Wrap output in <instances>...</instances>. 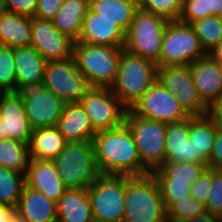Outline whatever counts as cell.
Segmentation results:
<instances>
[{
	"instance_id": "obj_1",
	"label": "cell",
	"mask_w": 222,
	"mask_h": 222,
	"mask_svg": "<svg viewBox=\"0 0 222 222\" xmlns=\"http://www.w3.org/2000/svg\"><path fill=\"white\" fill-rule=\"evenodd\" d=\"M99 174L142 176L143 163L130 129L121 125L99 131L93 138Z\"/></svg>"
},
{
	"instance_id": "obj_2",
	"label": "cell",
	"mask_w": 222,
	"mask_h": 222,
	"mask_svg": "<svg viewBox=\"0 0 222 222\" xmlns=\"http://www.w3.org/2000/svg\"><path fill=\"white\" fill-rule=\"evenodd\" d=\"M123 222H165L167 210L152 173L125 176Z\"/></svg>"
},
{
	"instance_id": "obj_3",
	"label": "cell",
	"mask_w": 222,
	"mask_h": 222,
	"mask_svg": "<svg viewBox=\"0 0 222 222\" xmlns=\"http://www.w3.org/2000/svg\"><path fill=\"white\" fill-rule=\"evenodd\" d=\"M124 48L75 41L73 57L91 87L111 88Z\"/></svg>"
},
{
	"instance_id": "obj_4",
	"label": "cell",
	"mask_w": 222,
	"mask_h": 222,
	"mask_svg": "<svg viewBox=\"0 0 222 222\" xmlns=\"http://www.w3.org/2000/svg\"><path fill=\"white\" fill-rule=\"evenodd\" d=\"M158 66L152 60L122 51L113 93L129 110L157 81Z\"/></svg>"
},
{
	"instance_id": "obj_5",
	"label": "cell",
	"mask_w": 222,
	"mask_h": 222,
	"mask_svg": "<svg viewBox=\"0 0 222 222\" xmlns=\"http://www.w3.org/2000/svg\"><path fill=\"white\" fill-rule=\"evenodd\" d=\"M53 162L67 188H88L100 175L93 141L67 142Z\"/></svg>"
},
{
	"instance_id": "obj_6",
	"label": "cell",
	"mask_w": 222,
	"mask_h": 222,
	"mask_svg": "<svg viewBox=\"0 0 222 222\" xmlns=\"http://www.w3.org/2000/svg\"><path fill=\"white\" fill-rule=\"evenodd\" d=\"M131 131L143 163V175L152 173L165 163L167 124L136 116L127 110L124 123Z\"/></svg>"
},
{
	"instance_id": "obj_7",
	"label": "cell",
	"mask_w": 222,
	"mask_h": 222,
	"mask_svg": "<svg viewBox=\"0 0 222 222\" xmlns=\"http://www.w3.org/2000/svg\"><path fill=\"white\" fill-rule=\"evenodd\" d=\"M206 55L192 25L174 20L169 21L164 30L160 59L156 65L189 66Z\"/></svg>"
},
{
	"instance_id": "obj_8",
	"label": "cell",
	"mask_w": 222,
	"mask_h": 222,
	"mask_svg": "<svg viewBox=\"0 0 222 222\" xmlns=\"http://www.w3.org/2000/svg\"><path fill=\"white\" fill-rule=\"evenodd\" d=\"M168 23L166 18L138 7L126 33L124 49L156 63L160 59L164 30Z\"/></svg>"
},
{
	"instance_id": "obj_9",
	"label": "cell",
	"mask_w": 222,
	"mask_h": 222,
	"mask_svg": "<svg viewBox=\"0 0 222 222\" xmlns=\"http://www.w3.org/2000/svg\"><path fill=\"white\" fill-rule=\"evenodd\" d=\"M88 192L94 220L123 222L125 175L100 174Z\"/></svg>"
},
{
	"instance_id": "obj_10",
	"label": "cell",
	"mask_w": 222,
	"mask_h": 222,
	"mask_svg": "<svg viewBox=\"0 0 222 222\" xmlns=\"http://www.w3.org/2000/svg\"><path fill=\"white\" fill-rule=\"evenodd\" d=\"M43 81L46 89L52 91L65 104L80 103L91 88L78 69L74 57L47 62Z\"/></svg>"
},
{
	"instance_id": "obj_11",
	"label": "cell",
	"mask_w": 222,
	"mask_h": 222,
	"mask_svg": "<svg viewBox=\"0 0 222 222\" xmlns=\"http://www.w3.org/2000/svg\"><path fill=\"white\" fill-rule=\"evenodd\" d=\"M17 93L22 98L25 114L32 129L57 125L65 103L46 89L44 81L23 85Z\"/></svg>"
},
{
	"instance_id": "obj_12",
	"label": "cell",
	"mask_w": 222,
	"mask_h": 222,
	"mask_svg": "<svg viewBox=\"0 0 222 222\" xmlns=\"http://www.w3.org/2000/svg\"><path fill=\"white\" fill-rule=\"evenodd\" d=\"M80 104L96 132L115 129L125 123L128 109L111 88L91 87L82 97Z\"/></svg>"
},
{
	"instance_id": "obj_13",
	"label": "cell",
	"mask_w": 222,
	"mask_h": 222,
	"mask_svg": "<svg viewBox=\"0 0 222 222\" xmlns=\"http://www.w3.org/2000/svg\"><path fill=\"white\" fill-rule=\"evenodd\" d=\"M157 80L168 90L189 116L209 114V107L197 91L189 66L158 67Z\"/></svg>"
},
{
	"instance_id": "obj_14",
	"label": "cell",
	"mask_w": 222,
	"mask_h": 222,
	"mask_svg": "<svg viewBox=\"0 0 222 222\" xmlns=\"http://www.w3.org/2000/svg\"><path fill=\"white\" fill-rule=\"evenodd\" d=\"M136 116L163 123L183 121L190 116L157 80L130 109Z\"/></svg>"
},
{
	"instance_id": "obj_15",
	"label": "cell",
	"mask_w": 222,
	"mask_h": 222,
	"mask_svg": "<svg viewBox=\"0 0 222 222\" xmlns=\"http://www.w3.org/2000/svg\"><path fill=\"white\" fill-rule=\"evenodd\" d=\"M75 40L59 32L51 20L31 17V46L47 61L73 57Z\"/></svg>"
},
{
	"instance_id": "obj_16",
	"label": "cell",
	"mask_w": 222,
	"mask_h": 222,
	"mask_svg": "<svg viewBox=\"0 0 222 222\" xmlns=\"http://www.w3.org/2000/svg\"><path fill=\"white\" fill-rule=\"evenodd\" d=\"M0 139L11 138L29 144L32 128L17 92H0Z\"/></svg>"
},
{
	"instance_id": "obj_17",
	"label": "cell",
	"mask_w": 222,
	"mask_h": 222,
	"mask_svg": "<svg viewBox=\"0 0 222 222\" xmlns=\"http://www.w3.org/2000/svg\"><path fill=\"white\" fill-rule=\"evenodd\" d=\"M25 186L43 193L56 203L68 189L53 161L32 158L25 173Z\"/></svg>"
},
{
	"instance_id": "obj_18",
	"label": "cell",
	"mask_w": 222,
	"mask_h": 222,
	"mask_svg": "<svg viewBox=\"0 0 222 222\" xmlns=\"http://www.w3.org/2000/svg\"><path fill=\"white\" fill-rule=\"evenodd\" d=\"M189 67L200 97L210 108L222 91V65L207 54Z\"/></svg>"
},
{
	"instance_id": "obj_19",
	"label": "cell",
	"mask_w": 222,
	"mask_h": 222,
	"mask_svg": "<svg viewBox=\"0 0 222 222\" xmlns=\"http://www.w3.org/2000/svg\"><path fill=\"white\" fill-rule=\"evenodd\" d=\"M126 33L113 21L88 10L82 22L78 42L124 48Z\"/></svg>"
},
{
	"instance_id": "obj_20",
	"label": "cell",
	"mask_w": 222,
	"mask_h": 222,
	"mask_svg": "<svg viewBox=\"0 0 222 222\" xmlns=\"http://www.w3.org/2000/svg\"><path fill=\"white\" fill-rule=\"evenodd\" d=\"M56 127L67 142L93 141L97 133L80 103L65 104Z\"/></svg>"
},
{
	"instance_id": "obj_21",
	"label": "cell",
	"mask_w": 222,
	"mask_h": 222,
	"mask_svg": "<svg viewBox=\"0 0 222 222\" xmlns=\"http://www.w3.org/2000/svg\"><path fill=\"white\" fill-rule=\"evenodd\" d=\"M190 117L175 123H168L165 139V163L199 162L195 158V147L189 138Z\"/></svg>"
},
{
	"instance_id": "obj_22",
	"label": "cell",
	"mask_w": 222,
	"mask_h": 222,
	"mask_svg": "<svg viewBox=\"0 0 222 222\" xmlns=\"http://www.w3.org/2000/svg\"><path fill=\"white\" fill-rule=\"evenodd\" d=\"M15 209L23 222H49L57 218V203L26 186Z\"/></svg>"
},
{
	"instance_id": "obj_23",
	"label": "cell",
	"mask_w": 222,
	"mask_h": 222,
	"mask_svg": "<svg viewBox=\"0 0 222 222\" xmlns=\"http://www.w3.org/2000/svg\"><path fill=\"white\" fill-rule=\"evenodd\" d=\"M57 218L62 222H92L88 188H68L57 202Z\"/></svg>"
},
{
	"instance_id": "obj_24",
	"label": "cell",
	"mask_w": 222,
	"mask_h": 222,
	"mask_svg": "<svg viewBox=\"0 0 222 222\" xmlns=\"http://www.w3.org/2000/svg\"><path fill=\"white\" fill-rule=\"evenodd\" d=\"M219 123L210 115L190 116L189 138L195 147V158L207 163L211 155Z\"/></svg>"
},
{
	"instance_id": "obj_25",
	"label": "cell",
	"mask_w": 222,
	"mask_h": 222,
	"mask_svg": "<svg viewBox=\"0 0 222 222\" xmlns=\"http://www.w3.org/2000/svg\"><path fill=\"white\" fill-rule=\"evenodd\" d=\"M17 91L26 84L44 80L47 61L32 46L14 49Z\"/></svg>"
},
{
	"instance_id": "obj_26",
	"label": "cell",
	"mask_w": 222,
	"mask_h": 222,
	"mask_svg": "<svg viewBox=\"0 0 222 222\" xmlns=\"http://www.w3.org/2000/svg\"><path fill=\"white\" fill-rule=\"evenodd\" d=\"M0 37L3 46H31V17L0 10Z\"/></svg>"
},
{
	"instance_id": "obj_27",
	"label": "cell",
	"mask_w": 222,
	"mask_h": 222,
	"mask_svg": "<svg viewBox=\"0 0 222 222\" xmlns=\"http://www.w3.org/2000/svg\"><path fill=\"white\" fill-rule=\"evenodd\" d=\"M66 144L56 126L33 129L28 144L30 158L53 161Z\"/></svg>"
},
{
	"instance_id": "obj_28",
	"label": "cell",
	"mask_w": 222,
	"mask_h": 222,
	"mask_svg": "<svg viewBox=\"0 0 222 222\" xmlns=\"http://www.w3.org/2000/svg\"><path fill=\"white\" fill-rule=\"evenodd\" d=\"M207 168V163L171 162L164 163L152 175L158 184L191 186Z\"/></svg>"
},
{
	"instance_id": "obj_29",
	"label": "cell",
	"mask_w": 222,
	"mask_h": 222,
	"mask_svg": "<svg viewBox=\"0 0 222 222\" xmlns=\"http://www.w3.org/2000/svg\"><path fill=\"white\" fill-rule=\"evenodd\" d=\"M89 9L90 0H64L59 12L51 19L52 24L59 32L77 41Z\"/></svg>"
},
{
	"instance_id": "obj_30",
	"label": "cell",
	"mask_w": 222,
	"mask_h": 222,
	"mask_svg": "<svg viewBox=\"0 0 222 222\" xmlns=\"http://www.w3.org/2000/svg\"><path fill=\"white\" fill-rule=\"evenodd\" d=\"M138 7V0H90L93 12L113 21L125 33L128 32Z\"/></svg>"
},
{
	"instance_id": "obj_31",
	"label": "cell",
	"mask_w": 222,
	"mask_h": 222,
	"mask_svg": "<svg viewBox=\"0 0 222 222\" xmlns=\"http://www.w3.org/2000/svg\"><path fill=\"white\" fill-rule=\"evenodd\" d=\"M29 160L28 144L11 138L0 139V166L25 175Z\"/></svg>"
},
{
	"instance_id": "obj_32",
	"label": "cell",
	"mask_w": 222,
	"mask_h": 222,
	"mask_svg": "<svg viewBox=\"0 0 222 222\" xmlns=\"http://www.w3.org/2000/svg\"><path fill=\"white\" fill-rule=\"evenodd\" d=\"M24 187V174L0 166V203L16 208Z\"/></svg>"
},
{
	"instance_id": "obj_33",
	"label": "cell",
	"mask_w": 222,
	"mask_h": 222,
	"mask_svg": "<svg viewBox=\"0 0 222 222\" xmlns=\"http://www.w3.org/2000/svg\"><path fill=\"white\" fill-rule=\"evenodd\" d=\"M191 25L207 54L222 42V20L218 16L211 15Z\"/></svg>"
},
{
	"instance_id": "obj_34",
	"label": "cell",
	"mask_w": 222,
	"mask_h": 222,
	"mask_svg": "<svg viewBox=\"0 0 222 222\" xmlns=\"http://www.w3.org/2000/svg\"><path fill=\"white\" fill-rule=\"evenodd\" d=\"M14 48L0 47V92H17Z\"/></svg>"
},
{
	"instance_id": "obj_35",
	"label": "cell",
	"mask_w": 222,
	"mask_h": 222,
	"mask_svg": "<svg viewBox=\"0 0 222 222\" xmlns=\"http://www.w3.org/2000/svg\"><path fill=\"white\" fill-rule=\"evenodd\" d=\"M138 4L143 10L174 21L180 18L183 0H138Z\"/></svg>"
},
{
	"instance_id": "obj_36",
	"label": "cell",
	"mask_w": 222,
	"mask_h": 222,
	"mask_svg": "<svg viewBox=\"0 0 222 222\" xmlns=\"http://www.w3.org/2000/svg\"><path fill=\"white\" fill-rule=\"evenodd\" d=\"M206 211L207 210L204 204L200 203L193 196H190L187 199L179 200L178 202L173 203L167 209V217L192 219L193 217L205 213Z\"/></svg>"
},
{
	"instance_id": "obj_37",
	"label": "cell",
	"mask_w": 222,
	"mask_h": 222,
	"mask_svg": "<svg viewBox=\"0 0 222 222\" xmlns=\"http://www.w3.org/2000/svg\"><path fill=\"white\" fill-rule=\"evenodd\" d=\"M208 16H211L210 0H183L179 21L191 24Z\"/></svg>"
},
{
	"instance_id": "obj_38",
	"label": "cell",
	"mask_w": 222,
	"mask_h": 222,
	"mask_svg": "<svg viewBox=\"0 0 222 222\" xmlns=\"http://www.w3.org/2000/svg\"><path fill=\"white\" fill-rule=\"evenodd\" d=\"M205 207L208 212L222 217V170L212 169V186Z\"/></svg>"
},
{
	"instance_id": "obj_39",
	"label": "cell",
	"mask_w": 222,
	"mask_h": 222,
	"mask_svg": "<svg viewBox=\"0 0 222 222\" xmlns=\"http://www.w3.org/2000/svg\"><path fill=\"white\" fill-rule=\"evenodd\" d=\"M161 197L164 201L166 210L179 200L187 199L191 196L190 186H179L171 184H158Z\"/></svg>"
},
{
	"instance_id": "obj_40",
	"label": "cell",
	"mask_w": 222,
	"mask_h": 222,
	"mask_svg": "<svg viewBox=\"0 0 222 222\" xmlns=\"http://www.w3.org/2000/svg\"><path fill=\"white\" fill-rule=\"evenodd\" d=\"M212 186V169L207 168L190 186V194L200 203L206 205Z\"/></svg>"
},
{
	"instance_id": "obj_41",
	"label": "cell",
	"mask_w": 222,
	"mask_h": 222,
	"mask_svg": "<svg viewBox=\"0 0 222 222\" xmlns=\"http://www.w3.org/2000/svg\"><path fill=\"white\" fill-rule=\"evenodd\" d=\"M39 0H2L1 9L18 15L33 17Z\"/></svg>"
},
{
	"instance_id": "obj_42",
	"label": "cell",
	"mask_w": 222,
	"mask_h": 222,
	"mask_svg": "<svg viewBox=\"0 0 222 222\" xmlns=\"http://www.w3.org/2000/svg\"><path fill=\"white\" fill-rule=\"evenodd\" d=\"M64 0H39L34 16L51 20L59 12Z\"/></svg>"
},
{
	"instance_id": "obj_43",
	"label": "cell",
	"mask_w": 222,
	"mask_h": 222,
	"mask_svg": "<svg viewBox=\"0 0 222 222\" xmlns=\"http://www.w3.org/2000/svg\"><path fill=\"white\" fill-rule=\"evenodd\" d=\"M207 166L210 169L222 170V127H218L215 142Z\"/></svg>"
},
{
	"instance_id": "obj_44",
	"label": "cell",
	"mask_w": 222,
	"mask_h": 222,
	"mask_svg": "<svg viewBox=\"0 0 222 222\" xmlns=\"http://www.w3.org/2000/svg\"><path fill=\"white\" fill-rule=\"evenodd\" d=\"M16 217L14 207L0 203V222H13Z\"/></svg>"
},
{
	"instance_id": "obj_45",
	"label": "cell",
	"mask_w": 222,
	"mask_h": 222,
	"mask_svg": "<svg viewBox=\"0 0 222 222\" xmlns=\"http://www.w3.org/2000/svg\"><path fill=\"white\" fill-rule=\"evenodd\" d=\"M209 114L212 115L222 127V91L215 103L209 108Z\"/></svg>"
},
{
	"instance_id": "obj_46",
	"label": "cell",
	"mask_w": 222,
	"mask_h": 222,
	"mask_svg": "<svg viewBox=\"0 0 222 222\" xmlns=\"http://www.w3.org/2000/svg\"><path fill=\"white\" fill-rule=\"evenodd\" d=\"M191 222H221V218L211 212L199 214L191 219Z\"/></svg>"
},
{
	"instance_id": "obj_47",
	"label": "cell",
	"mask_w": 222,
	"mask_h": 222,
	"mask_svg": "<svg viewBox=\"0 0 222 222\" xmlns=\"http://www.w3.org/2000/svg\"><path fill=\"white\" fill-rule=\"evenodd\" d=\"M208 54L222 65V42Z\"/></svg>"
},
{
	"instance_id": "obj_48",
	"label": "cell",
	"mask_w": 222,
	"mask_h": 222,
	"mask_svg": "<svg viewBox=\"0 0 222 222\" xmlns=\"http://www.w3.org/2000/svg\"><path fill=\"white\" fill-rule=\"evenodd\" d=\"M211 15L217 16L222 9V0H210Z\"/></svg>"
},
{
	"instance_id": "obj_49",
	"label": "cell",
	"mask_w": 222,
	"mask_h": 222,
	"mask_svg": "<svg viewBox=\"0 0 222 222\" xmlns=\"http://www.w3.org/2000/svg\"><path fill=\"white\" fill-rule=\"evenodd\" d=\"M165 222H191V219L166 217Z\"/></svg>"
},
{
	"instance_id": "obj_50",
	"label": "cell",
	"mask_w": 222,
	"mask_h": 222,
	"mask_svg": "<svg viewBox=\"0 0 222 222\" xmlns=\"http://www.w3.org/2000/svg\"><path fill=\"white\" fill-rule=\"evenodd\" d=\"M217 16L222 20V9L220 10V12Z\"/></svg>"
},
{
	"instance_id": "obj_51",
	"label": "cell",
	"mask_w": 222,
	"mask_h": 222,
	"mask_svg": "<svg viewBox=\"0 0 222 222\" xmlns=\"http://www.w3.org/2000/svg\"><path fill=\"white\" fill-rule=\"evenodd\" d=\"M49 222H62V221L60 219L56 218V219L49 221Z\"/></svg>"
},
{
	"instance_id": "obj_52",
	"label": "cell",
	"mask_w": 222,
	"mask_h": 222,
	"mask_svg": "<svg viewBox=\"0 0 222 222\" xmlns=\"http://www.w3.org/2000/svg\"><path fill=\"white\" fill-rule=\"evenodd\" d=\"M13 222H23V221L16 217Z\"/></svg>"
},
{
	"instance_id": "obj_53",
	"label": "cell",
	"mask_w": 222,
	"mask_h": 222,
	"mask_svg": "<svg viewBox=\"0 0 222 222\" xmlns=\"http://www.w3.org/2000/svg\"><path fill=\"white\" fill-rule=\"evenodd\" d=\"M2 46H3V42H2L1 37H0V47H2Z\"/></svg>"
}]
</instances>
